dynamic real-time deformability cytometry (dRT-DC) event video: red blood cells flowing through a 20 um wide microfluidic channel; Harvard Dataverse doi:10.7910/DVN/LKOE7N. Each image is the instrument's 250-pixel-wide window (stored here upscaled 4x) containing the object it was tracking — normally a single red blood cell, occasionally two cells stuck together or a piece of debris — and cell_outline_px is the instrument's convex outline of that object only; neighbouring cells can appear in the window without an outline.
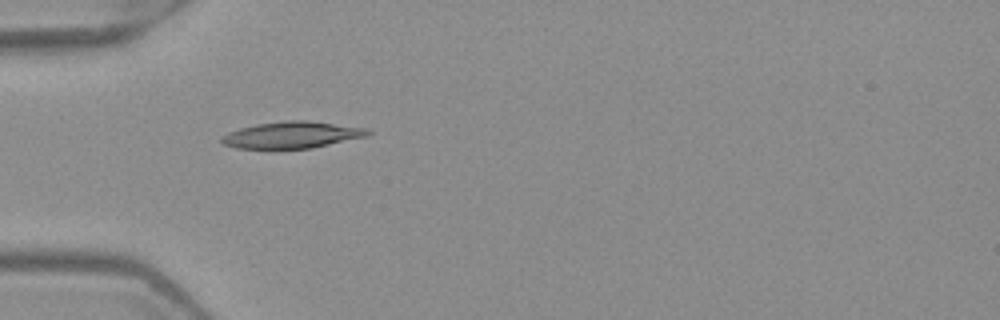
{"species": "Egyptian fruit bat (a non-hibernating species)", "species_latin": "Rousettus aegyptiacus", "temperature_condition": "warm", "stored_images_in_passage": 6, "camera_frame_rate_fps": 3000, "um_per_image_px": 0.085, "frame": {"image": 1, "passage_image": 5, "time_ms": 1.333, "image_size_px": [1000, 320], "cell_outline_px": [[372, 132], [364, 136], [312, 148], [236, 148], [224, 144], [220, 140], [220, 136], [228, 132], [240, 128], [256, 124], [288, 120], [304, 120], [368, 128]], "centroid_in_image_um": [24.77, 11.46], "position_along_channel_um": 60.2, "area_um2": 22.37}}
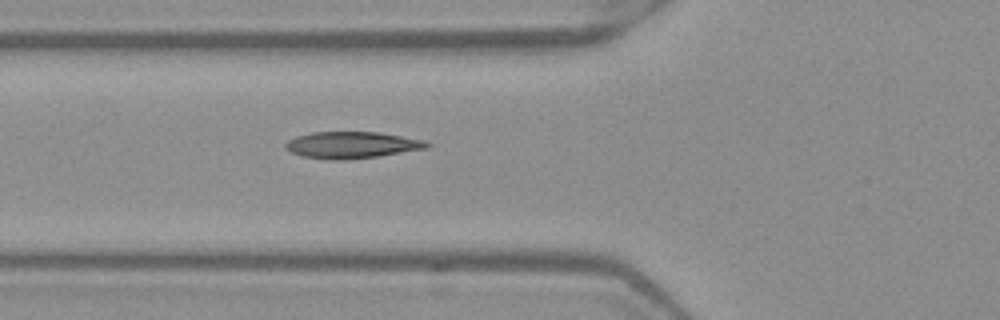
{"frame": {"image": 2, "passage_image": 6, "time_ms": 1.667, "image_size_px": [1000, 320], "cell_outline_px": [[432, 144], [428, 148], [376, 156], [348, 160], [336, 160], [300, 156], [284, 148], [284, 144], [288, 140], [296, 136], [312, 132], [380, 132], [424, 140]], "centroid_in_image_um": [29.89, 12.32], "position_along_channel_um": 95.9, "area_um2": 21.96}}